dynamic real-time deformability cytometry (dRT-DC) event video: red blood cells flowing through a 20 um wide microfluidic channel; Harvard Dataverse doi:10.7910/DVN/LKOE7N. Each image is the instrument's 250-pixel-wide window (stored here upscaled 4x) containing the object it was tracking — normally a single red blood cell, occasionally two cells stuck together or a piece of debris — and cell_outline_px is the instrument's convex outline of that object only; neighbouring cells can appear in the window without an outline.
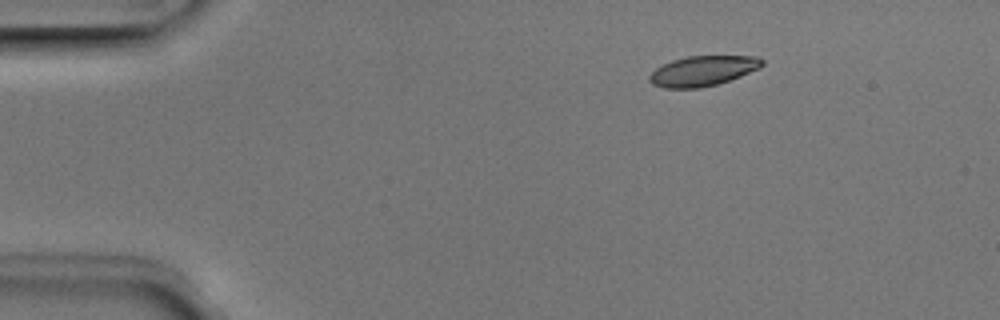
{"species": "Egyptian fruit bat (a non-hibernating species)", "species_latin": "Rousettus aegyptiacus", "temperature_condition": "room temperature", "stored_images_in_passage": 4, "camera_frame_rate_fps": 3000, "um_per_image_px": 0.085, "animal": {"sex": "male"}, "frame": {"image": 1, "passage_image": 2, "time_ms": 0.333, "image_size_px": [1000, 320], "cell_outline_px": [[764, 64], [760, 68], [740, 76], [716, 84], [700, 88], [664, 88], [652, 84], [648, 80], [648, 76], [656, 68], [672, 60], [688, 56], [756, 56], [764, 60]], "centroid_in_image_um": [59.73, 6.02], "position_along_channel_um": 25.3, "area_um2": 19.71}}